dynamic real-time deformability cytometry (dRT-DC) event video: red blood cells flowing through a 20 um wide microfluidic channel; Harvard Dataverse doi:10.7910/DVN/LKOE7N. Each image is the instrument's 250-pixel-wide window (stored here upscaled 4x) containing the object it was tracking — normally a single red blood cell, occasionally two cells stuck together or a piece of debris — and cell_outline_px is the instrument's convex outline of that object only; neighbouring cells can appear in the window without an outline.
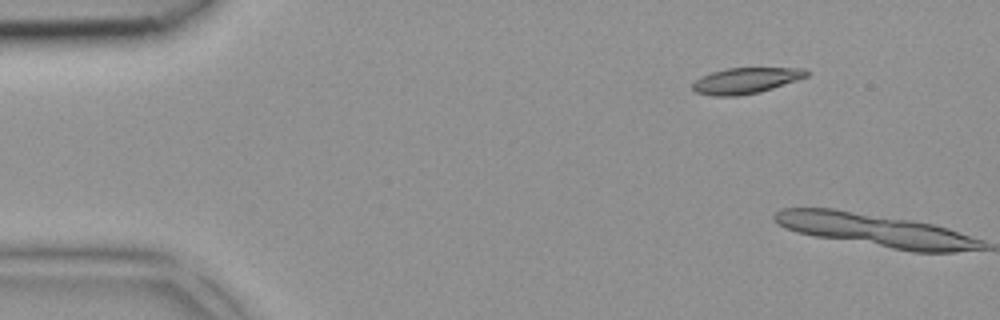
{"species": "common noctule bat (a hibernating species)", "species_latin": "Nyctalus noctula", "temperature_condition": "room temperature", "stored_images_in_passage": 4, "camera_frame_rate_fps": 3000, "um_per_image_px": 0.085, "animal": {"sex": "female", "body_mass_g": 18.4}, "frame": {"image": 1, "passage_image": 1, "time_ms": 0.0, "image_size_px": [1000, 320], "cell_outline_px": [[808, 76], [760, 92], [736, 96], [712, 96], [696, 92], [692, 88], [692, 84], [700, 76], [712, 72], [728, 68], [804, 68], [808, 72]], "centroid_in_image_um": [63.36, 6.85], "position_along_channel_um": 21.6, "area_um2": 17.05}}